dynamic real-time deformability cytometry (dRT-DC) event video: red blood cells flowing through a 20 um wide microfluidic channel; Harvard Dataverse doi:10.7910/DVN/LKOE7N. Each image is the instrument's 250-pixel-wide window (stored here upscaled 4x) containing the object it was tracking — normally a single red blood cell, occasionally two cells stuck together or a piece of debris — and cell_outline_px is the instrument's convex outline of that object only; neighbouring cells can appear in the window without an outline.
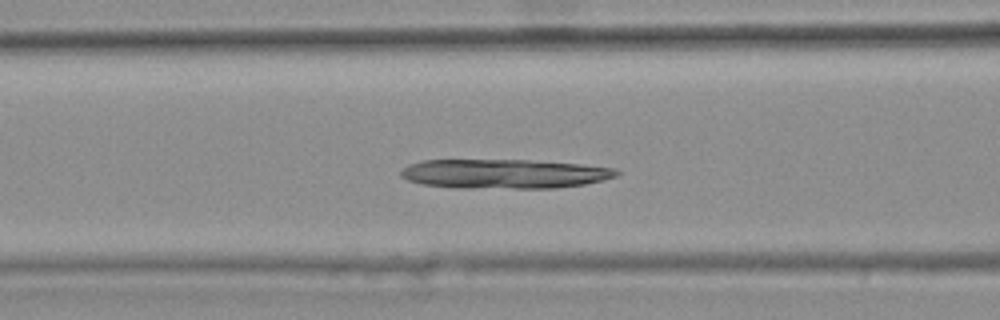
{"species": "common noctule bat (a hibernating species)", "species_latin": "Nyctalus noctula", "temperature_condition": "warm", "stored_images_in_passage": 46, "camera_frame_rate_fps": 3000, "um_per_image_px": 0.085, "animal": {"sex": "female", "body_mass_g": 25.1}, "frame": {"image": 1, "passage_image": 22, "time_ms": 7.0, "image_size_px": [1000, 320], "cell_outline_px": [[620, 172], [616, 176], [584, 184], [556, 188], [452, 188], [424, 184], [408, 180], [400, 176], [400, 172], [408, 164], [424, 160], [528, 160], [584, 164], [616, 168]], "centroid_in_image_um": [42.86, 14.77], "position_along_channel_um": 123.7, "area_um2": 36.99}}